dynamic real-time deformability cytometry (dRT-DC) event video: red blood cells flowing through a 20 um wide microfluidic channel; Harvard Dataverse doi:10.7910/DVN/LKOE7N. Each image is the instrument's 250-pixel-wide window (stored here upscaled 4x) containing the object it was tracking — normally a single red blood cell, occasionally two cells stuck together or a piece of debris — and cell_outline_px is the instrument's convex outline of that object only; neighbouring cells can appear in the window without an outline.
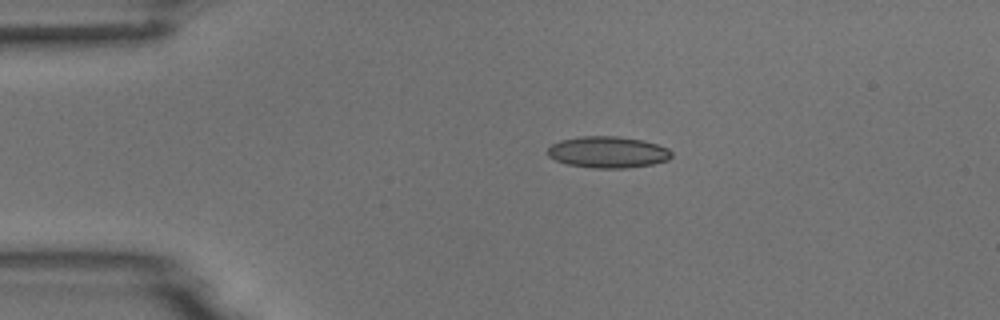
{"species": "common noctule bat (a hibernating species)", "species_latin": "Nyctalus noctula", "temperature_condition": "room temperature", "stored_images_in_passage": 2, "camera_frame_rate_fps": 3000, "um_per_image_px": 0.085, "animal": {"sex": "male", "body_mass_g": 18.8}, "frame": {"image": 1, "passage_image": 1, "time_ms": 0.0, "image_size_px": [1000, 320], "cell_outline_px": [[672, 156], [668, 160], [652, 164], [624, 168], [592, 168], [568, 164], [556, 160], [548, 156], [548, 148], [552, 144], [560, 140], [580, 136], [616, 136], [644, 140], [668, 148], [672, 152]], "centroid_in_image_um": [51.67, 12.93], "position_along_channel_um": 33.3, "area_um2": 22.72}}